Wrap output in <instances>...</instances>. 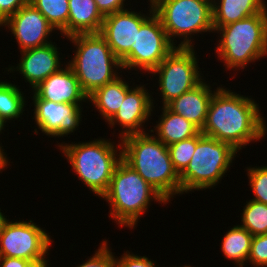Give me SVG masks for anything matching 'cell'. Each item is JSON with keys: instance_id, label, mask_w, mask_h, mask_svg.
<instances>
[{"instance_id": "obj_1", "label": "cell", "mask_w": 267, "mask_h": 267, "mask_svg": "<svg viewBox=\"0 0 267 267\" xmlns=\"http://www.w3.org/2000/svg\"><path fill=\"white\" fill-rule=\"evenodd\" d=\"M227 89L217 87L200 132L240 152L246 145L265 139L267 124L255 99Z\"/></svg>"}, {"instance_id": "obj_2", "label": "cell", "mask_w": 267, "mask_h": 267, "mask_svg": "<svg viewBox=\"0 0 267 267\" xmlns=\"http://www.w3.org/2000/svg\"><path fill=\"white\" fill-rule=\"evenodd\" d=\"M149 132L123 137L122 159L168 203L176 194L181 195L180 175L171 162L168 147Z\"/></svg>"}, {"instance_id": "obj_3", "label": "cell", "mask_w": 267, "mask_h": 267, "mask_svg": "<svg viewBox=\"0 0 267 267\" xmlns=\"http://www.w3.org/2000/svg\"><path fill=\"white\" fill-rule=\"evenodd\" d=\"M109 203V214L118 227L134 229L148 212L151 201L163 205L167 201L131 166L121 159L114 169L109 188L101 197Z\"/></svg>"}, {"instance_id": "obj_4", "label": "cell", "mask_w": 267, "mask_h": 267, "mask_svg": "<svg viewBox=\"0 0 267 267\" xmlns=\"http://www.w3.org/2000/svg\"><path fill=\"white\" fill-rule=\"evenodd\" d=\"M215 32L220 34L214 51L229 71H244L248 64L267 57V7L258 14L214 28Z\"/></svg>"}, {"instance_id": "obj_5", "label": "cell", "mask_w": 267, "mask_h": 267, "mask_svg": "<svg viewBox=\"0 0 267 267\" xmlns=\"http://www.w3.org/2000/svg\"><path fill=\"white\" fill-rule=\"evenodd\" d=\"M110 140L100 137L88 142L57 144L78 179L100 198L107 192L114 169L122 159L121 139L117 145Z\"/></svg>"}, {"instance_id": "obj_6", "label": "cell", "mask_w": 267, "mask_h": 267, "mask_svg": "<svg viewBox=\"0 0 267 267\" xmlns=\"http://www.w3.org/2000/svg\"><path fill=\"white\" fill-rule=\"evenodd\" d=\"M76 48L67 63L89 96L97 88L117 79L123 70L121 61L99 33L76 34L67 37ZM120 72H118L119 70Z\"/></svg>"}, {"instance_id": "obj_7", "label": "cell", "mask_w": 267, "mask_h": 267, "mask_svg": "<svg viewBox=\"0 0 267 267\" xmlns=\"http://www.w3.org/2000/svg\"><path fill=\"white\" fill-rule=\"evenodd\" d=\"M151 2L168 39L175 47L193 48V35L214 32L210 0H151ZM175 37L183 40L175 44L177 43Z\"/></svg>"}, {"instance_id": "obj_8", "label": "cell", "mask_w": 267, "mask_h": 267, "mask_svg": "<svg viewBox=\"0 0 267 267\" xmlns=\"http://www.w3.org/2000/svg\"><path fill=\"white\" fill-rule=\"evenodd\" d=\"M237 153L230 144L199 132L194 154L186 169L180 174L181 195L217 186Z\"/></svg>"}, {"instance_id": "obj_9", "label": "cell", "mask_w": 267, "mask_h": 267, "mask_svg": "<svg viewBox=\"0 0 267 267\" xmlns=\"http://www.w3.org/2000/svg\"><path fill=\"white\" fill-rule=\"evenodd\" d=\"M198 58L193 48L175 47L151 72L158 75L162 106L199 85L203 80Z\"/></svg>"}, {"instance_id": "obj_10", "label": "cell", "mask_w": 267, "mask_h": 267, "mask_svg": "<svg viewBox=\"0 0 267 267\" xmlns=\"http://www.w3.org/2000/svg\"><path fill=\"white\" fill-rule=\"evenodd\" d=\"M149 16L137 31L136 42L131 45L130 54L121 62L123 69L142 70L151 73L175 48L168 39L159 16L149 0Z\"/></svg>"}, {"instance_id": "obj_11", "label": "cell", "mask_w": 267, "mask_h": 267, "mask_svg": "<svg viewBox=\"0 0 267 267\" xmlns=\"http://www.w3.org/2000/svg\"><path fill=\"white\" fill-rule=\"evenodd\" d=\"M53 240L32 220L8 221L0 234V257L46 259Z\"/></svg>"}, {"instance_id": "obj_12", "label": "cell", "mask_w": 267, "mask_h": 267, "mask_svg": "<svg viewBox=\"0 0 267 267\" xmlns=\"http://www.w3.org/2000/svg\"><path fill=\"white\" fill-rule=\"evenodd\" d=\"M32 95L34 106L32 119L43 134L52 138H63L79 129L78 126L83 118L81 104L45 100L34 90Z\"/></svg>"}, {"instance_id": "obj_13", "label": "cell", "mask_w": 267, "mask_h": 267, "mask_svg": "<svg viewBox=\"0 0 267 267\" xmlns=\"http://www.w3.org/2000/svg\"><path fill=\"white\" fill-rule=\"evenodd\" d=\"M3 26L15 37L20 52L50 44L52 40H49V36L55 31L39 10L30 3L8 18Z\"/></svg>"}, {"instance_id": "obj_14", "label": "cell", "mask_w": 267, "mask_h": 267, "mask_svg": "<svg viewBox=\"0 0 267 267\" xmlns=\"http://www.w3.org/2000/svg\"><path fill=\"white\" fill-rule=\"evenodd\" d=\"M135 85L126 93L119 110L107 122L111 128L121 127L120 139L130 134L145 133V122L152 116L155 100L145 85ZM153 98V99H152ZM143 124V125H142Z\"/></svg>"}, {"instance_id": "obj_15", "label": "cell", "mask_w": 267, "mask_h": 267, "mask_svg": "<svg viewBox=\"0 0 267 267\" xmlns=\"http://www.w3.org/2000/svg\"><path fill=\"white\" fill-rule=\"evenodd\" d=\"M146 14L126 8L105 16L99 34L121 62L130 54L131 45L136 42L137 31L149 16Z\"/></svg>"}, {"instance_id": "obj_16", "label": "cell", "mask_w": 267, "mask_h": 267, "mask_svg": "<svg viewBox=\"0 0 267 267\" xmlns=\"http://www.w3.org/2000/svg\"><path fill=\"white\" fill-rule=\"evenodd\" d=\"M21 57L16 67L5 68L9 73L18 71L25 82L30 85L31 92L38 87L46 78L63 68L61 56L57 44L51 42L42 47H36L20 52Z\"/></svg>"}, {"instance_id": "obj_17", "label": "cell", "mask_w": 267, "mask_h": 267, "mask_svg": "<svg viewBox=\"0 0 267 267\" xmlns=\"http://www.w3.org/2000/svg\"><path fill=\"white\" fill-rule=\"evenodd\" d=\"M65 66L46 78L34 91L45 100L83 105L88 96L82 91L70 66Z\"/></svg>"}, {"instance_id": "obj_18", "label": "cell", "mask_w": 267, "mask_h": 267, "mask_svg": "<svg viewBox=\"0 0 267 267\" xmlns=\"http://www.w3.org/2000/svg\"><path fill=\"white\" fill-rule=\"evenodd\" d=\"M211 89L210 82L207 83L204 79L195 88L173 99L166 106L201 130L206 120L210 101L217 90Z\"/></svg>"}, {"instance_id": "obj_19", "label": "cell", "mask_w": 267, "mask_h": 267, "mask_svg": "<svg viewBox=\"0 0 267 267\" xmlns=\"http://www.w3.org/2000/svg\"><path fill=\"white\" fill-rule=\"evenodd\" d=\"M104 18L95 0H69L67 37L99 33Z\"/></svg>"}, {"instance_id": "obj_20", "label": "cell", "mask_w": 267, "mask_h": 267, "mask_svg": "<svg viewBox=\"0 0 267 267\" xmlns=\"http://www.w3.org/2000/svg\"><path fill=\"white\" fill-rule=\"evenodd\" d=\"M162 114L156 121L155 129H151L150 133L163 142L166 146L172 145L179 141L189 139L196 136L200 129L192 122L186 120L180 114L172 112L167 106H161Z\"/></svg>"}, {"instance_id": "obj_21", "label": "cell", "mask_w": 267, "mask_h": 267, "mask_svg": "<svg viewBox=\"0 0 267 267\" xmlns=\"http://www.w3.org/2000/svg\"><path fill=\"white\" fill-rule=\"evenodd\" d=\"M265 0H214L212 2L213 27L219 28L262 12Z\"/></svg>"}, {"instance_id": "obj_22", "label": "cell", "mask_w": 267, "mask_h": 267, "mask_svg": "<svg viewBox=\"0 0 267 267\" xmlns=\"http://www.w3.org/2000/svg\"><path fill=\"white\" fill-rule=\"evenodd\" d=\"M121 74L114 81L97 88L88 96V101L97 109L105 122H108L119 110L126 93L133 87L122 79Z\"/></svg>"}, {"instance_id": "obj_23", "label": "cell", "mask_w": 267, "mask_h": 267, "mask_svg": "<svg viewBox=\"0 0 267 267\" xmlns=\"http://www.w3.org/2000/svg\"><path fill=\"white\" fill-rule=\"evenodd\" d=\"M253 235L240 225H234L222 237L221 252L224 257L234 262V265L243 267L248 263Z\"/></svg>"}, {"instance_id": "obj_24", "label": "cell", "mask_w": 267, "mask_h": 267, "mask_svg": "<svg viewBox=\"0 0 267 267\" xmlns=\"http://www.w3.org/2000/svg\"><path fill=\"white\" fill-rule=\"evenodd\" d=\"M18 85L0 80V116L7 122L15 121L25 111V97ZM14 119V120H13Z\"/></svg>"}, {"instance_id": "obj_25", "label": "cell", "mask_w": 267, "mask_h": 267, "mask_svg": "<svg viewBox=\"0 0 267 267\" xmlns=\"http://www.w3.org/2000/svg\"><path fill=\"white\" fill-rule=\"evenodd\" d=\"M30 4L39 10L64 39L67 38L69 0H30Z\"/></svg>"}, {"instance_id": "obj_26", "label": "cell", "mask_w": 267, "mask_h": 267, "mask_svg": "<svg viewBox=\"0 0 267 267\" xmlns=\"http://www.w3.org/2000/svg\"><path fill=\"white\" fill-rule=\"evenodd\" d=\"M241 213V227L253 236L267 233V204L250 199Z\"/></svg>"}, {"instance_id": "obj_27", "label": "cell", "mask_w": 267, "mask_h": 267, "mask_svg": "<svg viewBox=\"0 0 267 267\" xmlns=\"http://www.w3.org/2000/svg\"><path fill=\"white\" fill-rule=\"evenodd\" d=\"M197 145V135L167 146L171 162L180 175L188 166Z\"/></svg>"}, {"instance_id": "obj_28", "label": "cell", "mask_w": 267, "mask_h": 267, "mask_svg": "<svg viewBox=\"0 0 267 267\" xmlns=\"http://www.w3.org/2000/svg\"><path fill=\"white\" fill-rule=\"evenodd\" d=\"M249 185L255 197L252 200L267 204V165L245 167Z\"/></svg>"}, {"instance_id": "obj_29", "label": "cell", "mask_w": 267, "mask_h": 267, "mask_svg": "<svg viewBox=\"0 0 267 267\" xmlns=\"http://www.w3.org/2000/svg\"><path fill=\"white\" fill-rule=\"evenodd\" d=\"M100 244L92 257L90 256L84 263L76 267H118L116 257L114 256L115 253L111 252L112 250L107 240H103Z\"/></svg>"}, {"instance_id": "obj_30", "label": "cell", "mask_w": 267, "mask_h": 267, "mask_svg": "<svg viewBox=\"0 0 267 267\" xmlns=\"http://www.w3.org/2000/svg\"><path fill=\"white\" fill-rule=\"evenodd\" d=\"M248 261L254 267H267V233L252 237Z\"/></svg>"}, {"instance_id": "obj_31", "label": "cell", "mask_w": 267, "mask_h": 267, "mask_svg": "<svg viewBox=\"0 0 267 267\" xmlns=\"http://www.w3.org/2000/svg\"><path fill=\"white\" fill-rule=\"evenodd\" d=\"M118 267H156V262L149 259L146 255L141 256L131 254L130 251H125L123 255L116 257Z\"/></svg>"}, {"instance_id": "obj_32", "label": "cell", "mask_w": 267, "mask_h": 267, "mask_svg": "<svg viewBox=\"0 0 267 267\" xmlns=\"http://www.w3.org/2000/svg\"><path fill=\"white\" fill-rule=\"evenodd\" d=\"M30 0H0V22L3 24Z\"/></svg>"}, {"instance_id": "obj_33", "label": "cell", "mask_w": 267, "mask_h": 267, "mask_svg": "<svg viewBox=\"0 0 267 267\" xmlns=\"http://www.w3.org/2000/svg\"><path fill=\"white\" fill-rule=\"evenodd\" d=\"M125 1L127 0H95L98 9L104 17L125 10V4H127Z\"/></svg>"}, {"instance_id": "obj_34", "label": "cell", "mask_w": 267, "mask_h": 267, "mask_svg": "<svg viewBox=\"0 0 267 267\" xmlns=\"http://www.w3.org/2000/svg\"><path fill=\"white\" fill-rule=\"evenodd\" d=\"M30 262L22 258L0 257V267H26Z\"/></svg>"}, {"instance_id": "obj_35", "label": "cell", "mask_w": 267, "mask_h": 267, "mask_svg": "<svg viewBox=\"0 0 267 267\" xmlns=\"http://www.w3.org/2000/svg\"><path fill=\"white\" fill-rule=\"evenodd\" d=\"M1 145L2 144L0 143V172H3V170H5V168L7 169V166L10 165V161Z\"/></svg>"}, {"instance_id": "obj_36", "label": "cell", "mask_w": 267, "mask_h": 267, "mask_svg": "<svg viewBox=\"0 0 267 267\" xmlns=\"http://www.w3.org/2000/svg\"><path fill=\"white\" fill-rule=\"evenodd\" d=\"M48 260L46 259H39L36 261L30 262L26 267H50L48 266Z\"/></svg>"}, {"instance_id": "obj_37", "label": "cell", "mask_w": 267, "mask_h": 267, "mask_svg": "<svg viewBox=\"0 0 267 267\" xmlns=\"http://www.w3.org/2000/svg\"><path fill=\"white\" fill-rule=\"evenodd\" d=\"M1 208H0V234L3 231L6 223L9 221V219L7 218V216L5 217L4 213L1 212Z\"/></svg>"}, {"instance_id": "obj_38", "label": "cell", "mask_w": 267, "mask_h": 267, "mask_svg": "<svg viewBox=\"0 0 267 267\" xmlns=\"http://www.w3.org/2000/svg\"><path fill=\"white\" fill-rule=\"evenodd\" d=\"M6 123H8V122H6L1 116H0V133L2 134L3 132V130H4V128H5V126H6Z\"/></svg>"}, {"instance_id": "obj_39", "label": "cell", "mask_w": 267, "mask_h": 267, "mask_svg": "<svg viewBox=\"0 0 267 267\" xmlns=\"http://www.w3.org/2000/svg\"><path fill=\"white\" fill-rule=\"evenodd\" d=\"M175 267H176V266H175ZM180 267H181V266H180ZM182 267H191V266H190V265H185V266L183 265ZM193 267H194V266H193Z\"/></svg>"}]
</instances>
